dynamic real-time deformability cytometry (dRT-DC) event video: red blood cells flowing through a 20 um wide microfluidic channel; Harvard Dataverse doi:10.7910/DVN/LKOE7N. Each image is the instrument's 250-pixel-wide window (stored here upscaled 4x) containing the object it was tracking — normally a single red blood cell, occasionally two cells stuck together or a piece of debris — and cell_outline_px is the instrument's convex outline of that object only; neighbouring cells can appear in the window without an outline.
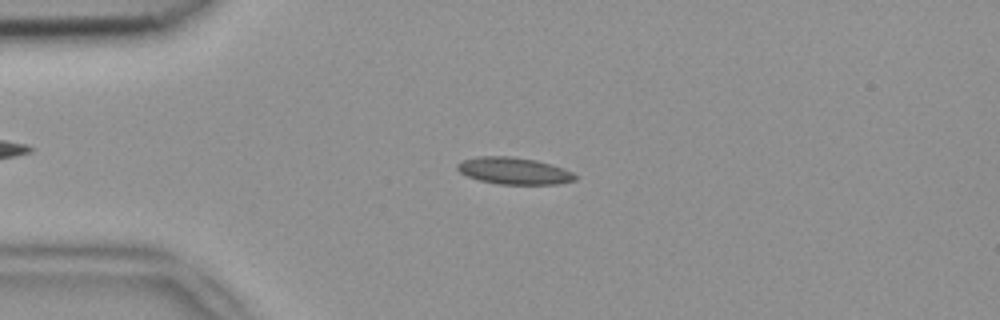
{"species": "common noctule bat (a hibernating species)", "species_latin": "Nyctalus noctula", "temperature_condition": "room temperature", "stored_images_in_passage": 51, "camera_frame_rate_fps": 3000, "um_per_image_px": 0.085, "animal": {"sex": "female", "body_mass_g": 18.4}, "frame": {"image": 1, "passage_image": 12, "time_ms": 3.667, "image_size_px": [1000, 320], "cell_outline_px": [[576, 180], [556, 184], [500, 184], [480, 180], [468, 176], [460, 172], [456, 168], [456, 164], [464, 160], [480, 156], [512, 156], [536, 160], [552, 164], [564, 168], [572, 172], [576, 176]], "centroid_in_image_um": [43.7, 14.51], "position_along_channel_um": 41.3, "area_um2": 18.38}}
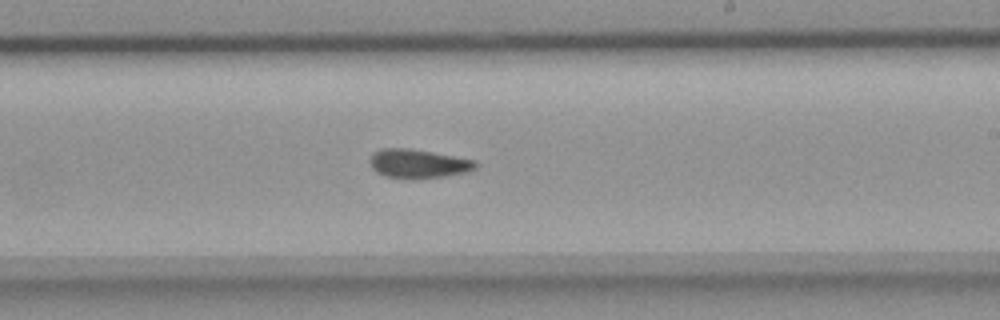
{"frame": {"image": 2, "passage_image": 30, "time_ms": 9.667, "image_size_px": [1000, 320], "cell_outline_px": [[480, 164], [476, 168], [468, 172], [444, 176], [412, 180], [384, 176], [376, 172], [372, 168], [368, 160], [380, 148], [408, 148], [476, 160]], "centroid_in_image_um": [35.56, 13.93], "position_along_channel_um": 253.4, "area_um2": 18.03}}
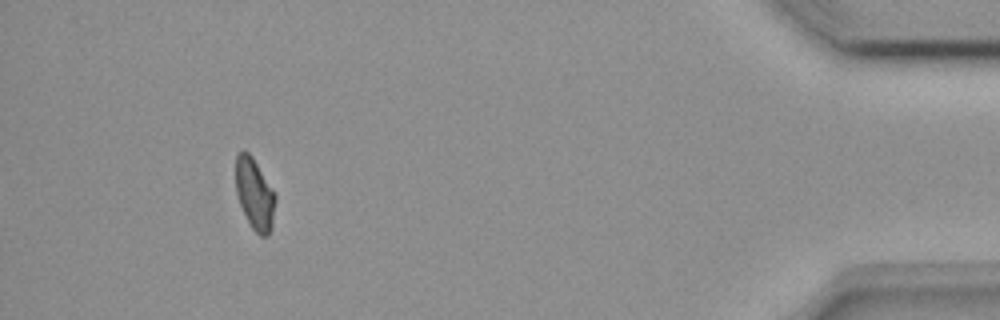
{"frame": {"image": 3, "passage_image": 47, "time_ms": 15.333, "image_size_px": [1000, 320], "cell_outline_px": [[276, 200], [272, 228], [268, 236], [260, 236], [252, 228], [240, 204], [236, 192], [236, 156], [244, 148], [252, 156], [276, 196]], "centroid_in_image_um": [21.65, 16.5], "position_along_channel_um": 413.5, "area_um2": 16.3}, "authors_computed_cell_mechanics": {"area_um2": 17.4556, "velocity_mm_per_s": 3.9496, "shape_relaxation_time_tau1_ms": null, "shape_relaxation_time_tau2_ms": 3.7528, "deformation_change_tau1": null, "deformation_change_tau2": 0.092}}